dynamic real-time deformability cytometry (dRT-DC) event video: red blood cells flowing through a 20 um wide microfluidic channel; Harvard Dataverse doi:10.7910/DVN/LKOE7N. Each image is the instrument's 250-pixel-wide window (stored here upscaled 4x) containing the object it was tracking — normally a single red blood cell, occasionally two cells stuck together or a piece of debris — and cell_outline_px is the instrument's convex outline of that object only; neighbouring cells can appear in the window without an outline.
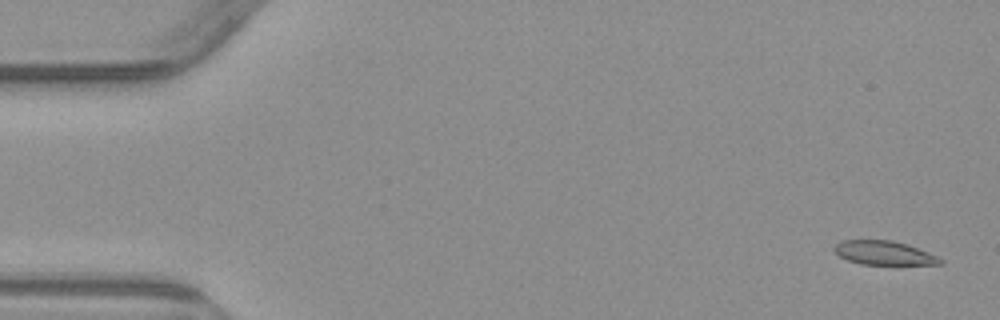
{"species": "common noctule bat (a hibernating species)", "species_latin": "Nyctalus noctula", "temperature_condition": "warm", "stored_images_in_passage": 5, "camera_frame_rate_fps": 3000, "um_per_image_px": 0.085, "animal": {"sex": "male", "body_mass_g": 23.1, "forearm_length_mm": 52.7}, "frame": {"image": 1, "passage_image": 1, "time_ms": 0.0, "image_size_px": [1000, 320], "cell_outline_px": [[944, 264], [860, 264], [848, 260], [840, 256], [832, 248], [836, 244], [844, 240], [892, 240], [916, 248], [936, 256], [944, 260]], "centroid_in_image_um": [75.11, 21.5], "position_along_channel_um": 9.9, "area_um2": 14.45}}
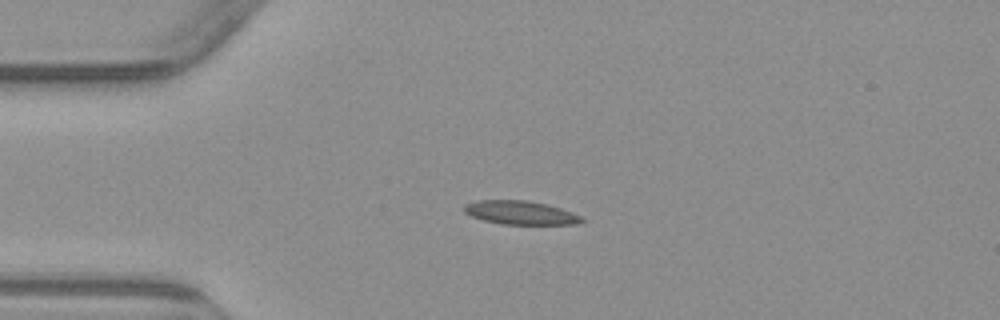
{"frame": {"image": 2, "passage_image": 4, "time_ms": 3.667, "image_size_px": [1000, 320], "cell_outline_px": [[584, 220], [576, 224], [504, 224], [484, 220], [472, 216], [464, 212], [464, 204], [476, 200], [528, 200], [548, 204], [572, 212], [580, 216]], "centroid_in_image_um": [44.22, 18.06], "position_along_channel_um": 40.8, "area_um2": 16.13}}